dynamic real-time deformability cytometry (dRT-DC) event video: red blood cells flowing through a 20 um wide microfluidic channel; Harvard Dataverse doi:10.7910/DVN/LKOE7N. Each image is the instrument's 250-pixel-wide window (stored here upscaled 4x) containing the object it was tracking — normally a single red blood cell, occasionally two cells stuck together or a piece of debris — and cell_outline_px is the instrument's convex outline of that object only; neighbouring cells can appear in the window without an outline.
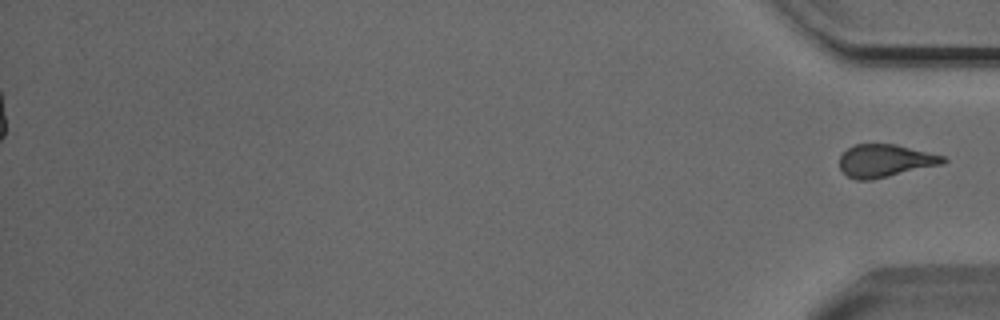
{"species": "Egyptian fruit bat (a non-hibernating species)", "species_latin": "Rousettus aegyptiacus", "temperature_condition": "cold", "stored_images_in_passage": 51, "segment_of_instrument_passage": [2, 2], "camera_frame_rate_fps": 3000, "um_per_image_px": 0.085, "animal": {"sex": "male"}, "frame": {"image": 1, "passage_image": 51, "time_ms": 16.667, "image_size_px": [1000, 320], "cell_outline_px": [[948, 160], [944, 164], [872, 180], [856, 180], [848, 176], [840, 168], [840, 156], [848, 148], [856, 144], [896, 144], [944, 156]], "centroid_in_image_um": [75.26, 13.67], "position_along_channel_um": 359.9, "area_um2": 19.77}}